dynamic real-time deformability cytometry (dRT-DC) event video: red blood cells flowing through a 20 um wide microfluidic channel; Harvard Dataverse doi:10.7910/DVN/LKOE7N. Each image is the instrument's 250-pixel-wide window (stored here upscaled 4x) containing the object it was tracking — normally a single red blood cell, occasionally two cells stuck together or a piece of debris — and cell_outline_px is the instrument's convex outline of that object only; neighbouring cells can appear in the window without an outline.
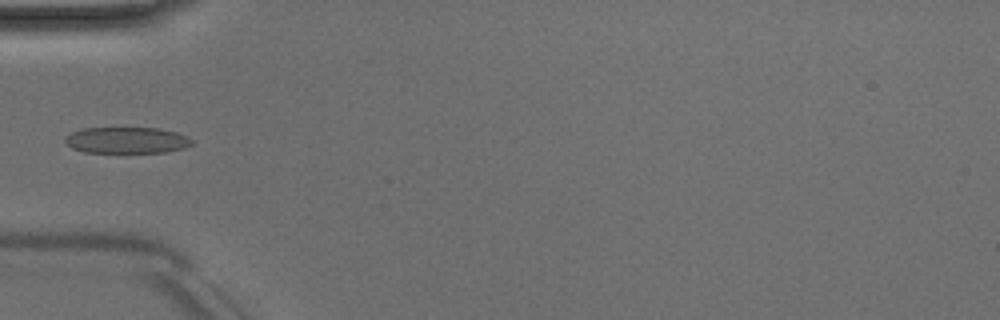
{"species": "Egyptian fruit bat (a non-hibernating species)", "species_latin": "Rousettus aegyptiacus", "temperature_condition": "room temperature", "stored_images_in_passage": 6, "camera_frame_rate_fps": 3000, "um_per_image_px": 0.085, "animal": {"sex": "male"}, "frame": {"image": 1, "passage_image": 4, "time_ms": 4.333, "image_size_px": [1000, 320], "cell_outline_px": [[192, 144], [184, 148], [164, 152], [84, 152], [72, 148], [64, 140], [72, 132], [84, 128], [160, 128], [176, 132], [188, 136], [192, 140]], "centroid_in_image_um": [10.8, 11.91], "position_along_channel_um": 74.2, "area_um2": 19.25}}